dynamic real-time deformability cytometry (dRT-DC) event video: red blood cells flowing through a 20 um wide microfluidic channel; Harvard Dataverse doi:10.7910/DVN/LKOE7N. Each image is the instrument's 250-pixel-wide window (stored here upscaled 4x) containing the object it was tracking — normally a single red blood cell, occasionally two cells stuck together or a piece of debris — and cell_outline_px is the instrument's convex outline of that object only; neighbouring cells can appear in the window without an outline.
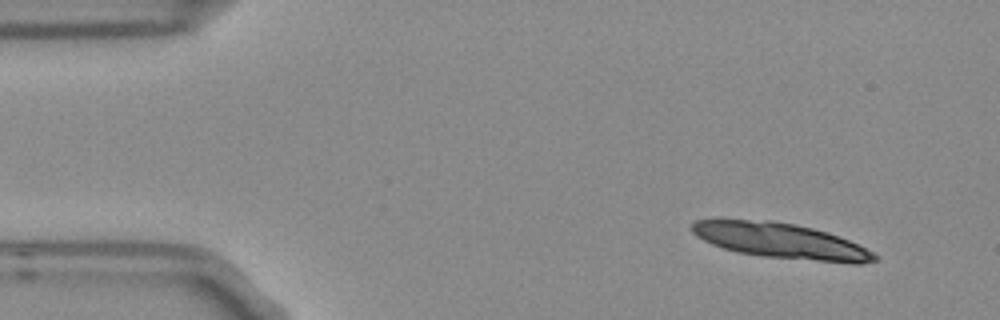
{"species": "Egyptian fruit bat (a non-hibernating species)", "species_latin": "Rousettus aegyptiacus", "temperature_condition": "room temperature", "stored_images_in_passage": 4, "camera_frame_rate_fps": 3000, "um_per_image_px": 0.085, "frame": {"image": 1, "passage_image": 1, "time_ms": 0.0, "image_size_px": [1000, 320], "cell_outline_px": [[880, 260], [860, 264], [852, 264], [764, 256], [736, 252], [712, 244], [696, 236], [688, 228], [696, 220], [720, 216], [768, 220], [792, 224], [812, 228], [848, 240], [880, 256]], "centroid_in_image_um": [66.25, 20.44], "position_along_channel_um": 18.7, "area_um2": 38.26}}